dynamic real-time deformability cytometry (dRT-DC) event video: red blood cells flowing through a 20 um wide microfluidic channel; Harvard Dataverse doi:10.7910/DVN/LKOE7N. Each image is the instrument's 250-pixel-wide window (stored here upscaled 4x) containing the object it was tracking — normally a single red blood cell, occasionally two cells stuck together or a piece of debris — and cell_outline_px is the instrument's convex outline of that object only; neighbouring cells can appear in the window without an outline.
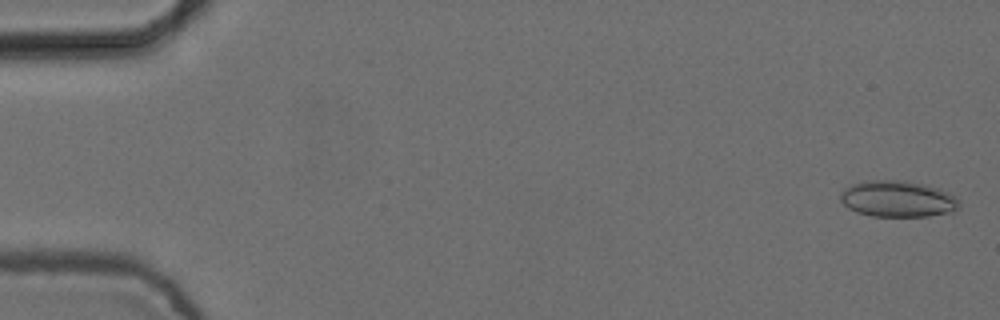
{"species": "common noctule bat (a hibernating species)", "species_latin": "Nyctalus noctula", "temperature_condition": "cold", "stored_images_in_passage": 5, "camera_frame_rate_fps": 3000, "um_per_image_px": 0.085, "animal": {"sex": "female", "body_mass_g": 24.6, "forearm_length_mm": 56.2}, "frame": {"image": 1, "passage_image": 1, "time_ms": 0.0, "image_size_px": [1000, 320], "cell_outline_px": [[960, 204], [952, 212], [928, 216], [872, 216], [856, 212], [848, 208], [840, 200], [840, 192], [844, 188], [852, 184], [864, 180], [904, 180], [924, 184], [940, 188], [956, 196], [960, 200]], "centroid_in_image_um": [76.3, 16.89], "position_along_channel_um": 8.7, "area_um2": 25.43}}